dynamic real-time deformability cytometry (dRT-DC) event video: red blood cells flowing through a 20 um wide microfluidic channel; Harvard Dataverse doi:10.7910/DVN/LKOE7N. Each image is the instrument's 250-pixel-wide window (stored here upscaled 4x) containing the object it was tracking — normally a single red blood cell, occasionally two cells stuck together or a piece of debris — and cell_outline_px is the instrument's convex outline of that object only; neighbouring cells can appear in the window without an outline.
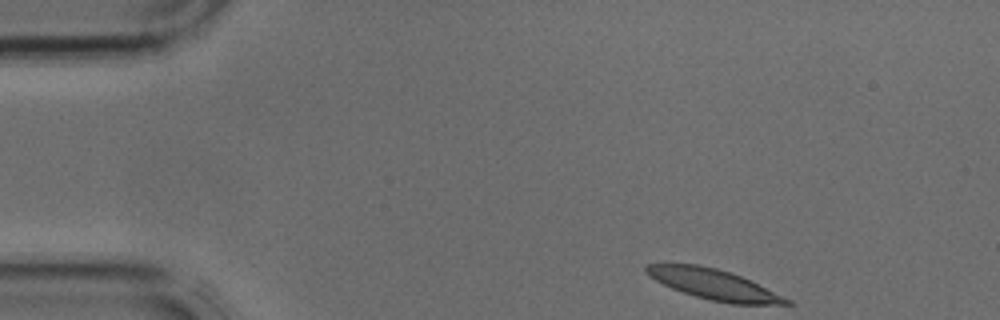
{"species": "common noctule bat (a hibernating species)", "species_latin": "Nyctalus noctula", "temperature_condition": "cold", "stored_images_in_passage": 37, "camera_frame_rate_fps": 3000, "um_per_image_px": 0.085, "animal": {"sex": "male", "body_mass_g": 17.9, "forearm_length_mm": 54.2}, "frame": {"image": 1, "passage_image": 1, "time_ms": 0.0, "image_size_px": [1000, 320], "cell_outline_px": [[792, 304], [732, 304], [712, 300], [696, 296], [672, 288], [648, 276], [644, 272], [644, 264], [696, 264], [716, 268], [740, 276], [792, 300]], "centroid_in_image_um": [60.63, 24.16], "position_along_channel_um": 24.4, "area_um2": 24.33}}
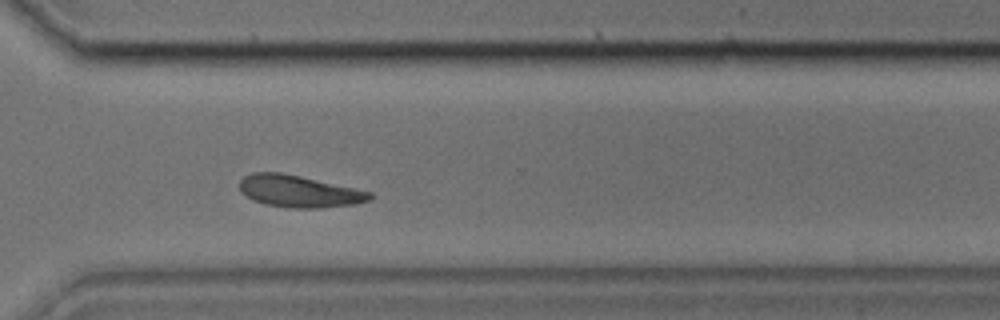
{"frame": {"image": 2, "passage_image": 26, "time_ms": 8.333, "image_size_px": [1000, 320], "cell_outline_px": [[372, 200], [356, 204], [320, 208], [288, 208], [264, 204], [252, 200], [240, 192], [240, 180], [244, 176], [252, 172], [280, 172], [300, 176], [372, 192]], "centroid_in_image_um": [25.4, 16.27], "position_along_channel_um": 345.2, "area_um2": 24.39}}
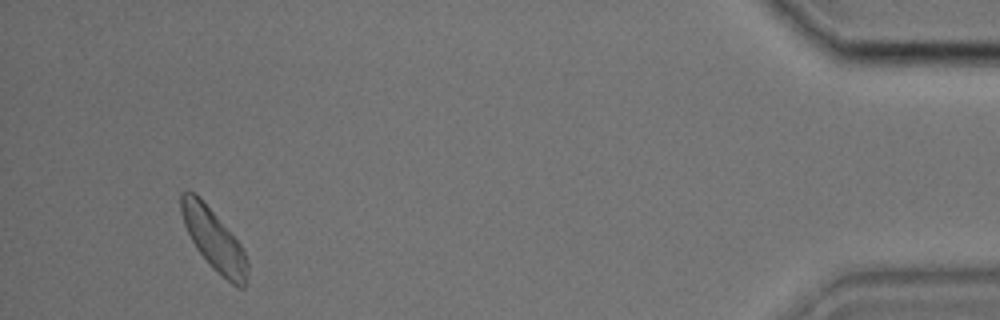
{"frame": {"image": 3, "passage_image": 35, "time_ms": 11.333, "image_size_px": [1000, 320], "cell_outline_px": [[248, 272], [244, 288], [240, 288], [232, 284], [212, 268], [196, 248], [184, 224], [180, 212], [180, 196], [188, 188], [216, 216], [240, 244], [248, 260]], "centroid_in_image_um": [18.18, 20.42], "position_along_channel_um": 417.0, "area_um2": 23.0}}